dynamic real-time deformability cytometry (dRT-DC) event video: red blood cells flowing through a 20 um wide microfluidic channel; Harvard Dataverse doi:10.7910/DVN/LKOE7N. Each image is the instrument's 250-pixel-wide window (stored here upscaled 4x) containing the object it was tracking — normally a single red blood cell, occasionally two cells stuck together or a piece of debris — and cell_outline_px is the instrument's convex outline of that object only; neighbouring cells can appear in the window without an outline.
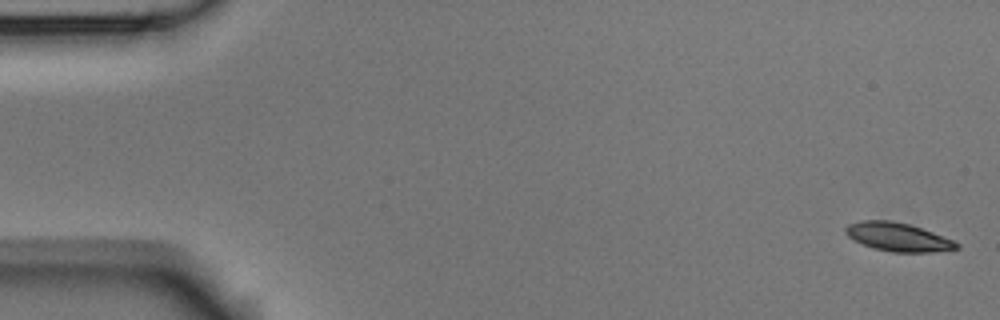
{"species": "Egyptian fruit bat (a non-hibernating species)", "species_latin": "Rousettus aegyptiacus", "temperature_condition": "room temperature", "stored_images_in_passage": 4, "camera_frame_rate_fps": 3000, "um_per_image_px": 0.085, "animal": {"sex": "male"}, "frame": {"image": 1, "passage_image": 1, "time_ms": 0.0, "image_size_px": [1000, 320], "cell_outline_px": [[960, 248], [932, 252], [892, 252], [872, 248], [848, 236], [844, 232], [844, 228], [848, 224], [860, 220], [892, 220], [908, 224], [956, 240], [960, 244]], "centroid_in_image_um": [76.34, 20.14], "position_along_channel_um": 8.7, "area_um2": 18.5}}